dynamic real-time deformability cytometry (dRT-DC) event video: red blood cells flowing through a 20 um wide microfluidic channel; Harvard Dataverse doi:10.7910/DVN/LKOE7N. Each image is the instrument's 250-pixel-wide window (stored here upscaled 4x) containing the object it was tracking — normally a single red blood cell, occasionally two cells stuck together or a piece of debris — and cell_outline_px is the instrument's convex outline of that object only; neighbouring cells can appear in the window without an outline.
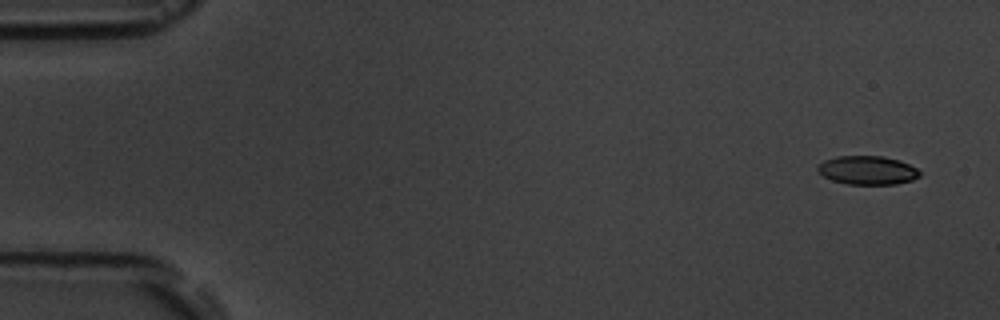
{"species": "common noctule bat (a hibernating species)", "species_latin": "Nyctalus noctula", "temperature_condition": "room temperature", "stored_images_in_passage": 4, "camera_frame_rate_fps": 3000, "um_per_image_px": 0.085, "animal": {"sex": "male", "body_mass_g": 19.5, "forearm_length_mm": 54.6}, "frame": {"image": 1, "passage_image": 1, "time_ms": 0.0, "image_size_px": [1000, 320], "cell_outline_px": [[920, 176], [912, 180], [896, 184], [848, 184], [832, 180], [824, 176], [816, 168], [824, 160], [836, 156], [884, 156], [900, 160], [916, 168], [920, 172]], "centroid_in_image_um": [73.75, 14.46], "position_along_channel_um": 11.3, "area_um2": 16.99}}